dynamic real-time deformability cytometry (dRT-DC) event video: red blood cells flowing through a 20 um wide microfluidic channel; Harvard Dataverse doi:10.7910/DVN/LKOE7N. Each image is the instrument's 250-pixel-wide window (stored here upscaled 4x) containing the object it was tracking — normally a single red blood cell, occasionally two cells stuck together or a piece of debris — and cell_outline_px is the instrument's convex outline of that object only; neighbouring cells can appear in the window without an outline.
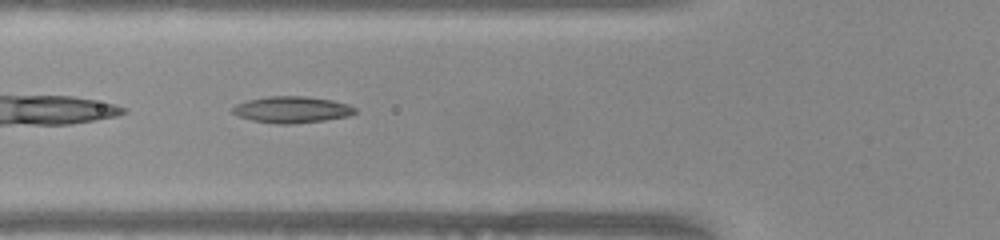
{"species": "common noctule bat (a hibernating species)", "species_latin": "Nyctalus noctula", "temperature_condition": "warm", "stored_images_in_passage": 32, "camera_frame_rate_fps": 3000, "um_per_image_px": 0.085, "animal": {"sex": "female", "body_mass_g": 22.0, "forearm_length_mm": 56.7}, "frame": {"image": 1, "passage_image": 4, "time_ms": 1.0, "image_size_px": [1000, 240], "cell_outline_px": [[356, 112], [348, 116], [324, 120], [292, 124], [276, 124], [252, 120], [236, 116], [232, 112], [232, 108], [236, 104], [248, 100], [268, 96], [304, 96], [332, 100], [348, 104], [356, 108]], "centroid_in_image_um": [24.79, 9.32], "position_along_channel_um": 101.0, "area_um2": 18.9}}
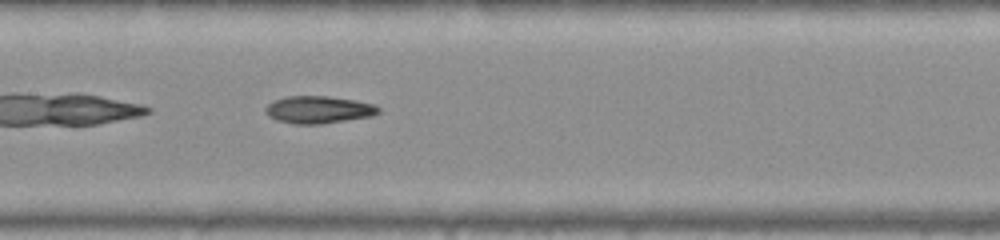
{"frame": {"image": 2, "passage_image": 10, "time_ms": 3.0, "image_size_px": [1000, 240], "cell_outline_px": [[380, 112], [372, 116], [324, 124], [292, 124], [276, 120], [268, 116], [264, 112], [264, 108], [272, 100], [288, 96], [328, 96], [376, 104], [380, 108]], "centroid_in_image_um": [27.05, 9.33], "position_along_channel_um": 180.3, "area_um2": 18.26}}
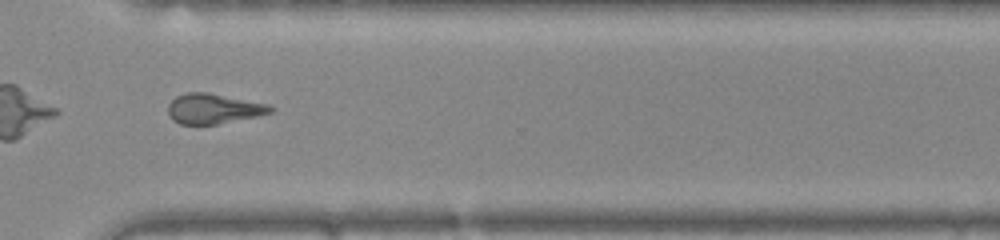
{"frame": {"image": 3, "passage_image": 23, "time_ms": 7.333, "image_size_px": [1000, 240], "cell_outline_px": [[276, 108], [272, 112], [256, 116], [216, 124], [180, 124], [172, 120], [168, 116], [168, 104], [176, 96], [188, 92], [208, 92], [268, 104]], "centroid_in_image_um": [18.12, 9.23], "position_along_channel_um": 352.5, "area_um2": 17.92}}